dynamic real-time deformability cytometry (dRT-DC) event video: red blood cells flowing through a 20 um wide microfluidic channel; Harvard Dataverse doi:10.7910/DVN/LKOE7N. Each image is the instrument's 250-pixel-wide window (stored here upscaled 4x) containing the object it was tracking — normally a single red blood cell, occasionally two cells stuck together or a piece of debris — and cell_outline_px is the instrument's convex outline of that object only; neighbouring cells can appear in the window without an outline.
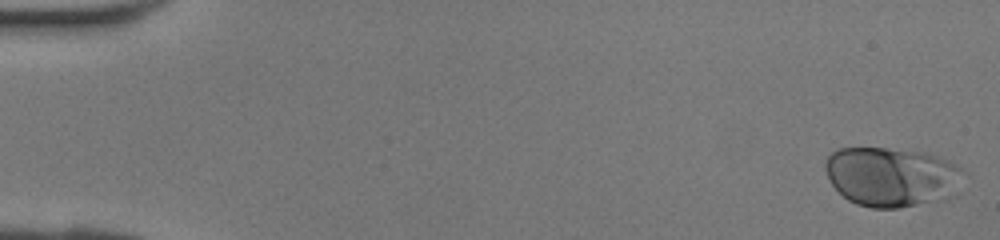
{"species": "human", "species_latin": "Homo sapiens", "temperature_condition": "room temperature", "stored_images_in_passage": 41, "camera_frame_rate_fps": 3000, "um_per_image_px": 0.085, "donor": {"sex": "female"}, "frame": {"image": 1, "passage_image": 1, "time_ms": 0.0, "image_size_px": [1000, 240], "cell_outline_px": [[968, 172], [960, 196], [944, 200], [896, 208], [872, 208], [856, 204], [848, 200], [832, 184], [824, 168], [824, 164], [828, 156], [832, 152], [840, 148], [888, 148], [924, 152], [952, 160]], "centroid_in_image_um": [75.95, 15.03], "position_along_channel_um": 9.0, "area_um2": 49.36}}
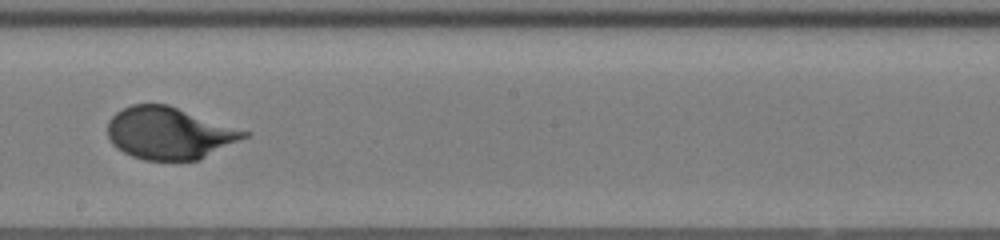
{"frame": {"image": 2, "passage_image": 24, "time_ms": 7.667, "image_size_px": [1000, 240], "cell_outline_px": [[252, 136], [200, 160], [144, 160], [132, 156], [116, 148], [112, 144], [108, 136], [108, 120], [116, 112], [132, 104], [168, 104], [252, 132]], "centroid_in_image_um": [14.45, 11.32], "position_along_channel_um": 233.7, "area_um2": 42.02}}
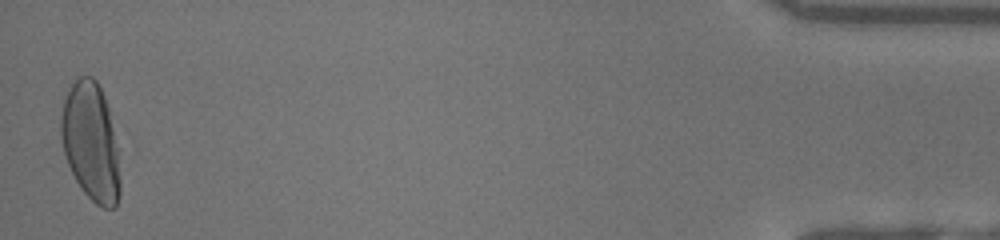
{"frame": {"image": 3, "passage_image": 41, "time_ms": 13.333, "image_size_px": [1000, 240], "cell_outline_px": [[120, 196], [116, 208], [104, 208], [96, 204], [80, 188], [68, 164], [64, 152], [60, 136], [60, 116], [64, 96], [76, 76], [92, 76], [96, 80], [104, 96], [108, 108], [116, 148], [120, 180]], "centroid_in_image_um": [7.69, 12.05], "position_along_channel_um": 427.5, "area_um2": 40.69}}